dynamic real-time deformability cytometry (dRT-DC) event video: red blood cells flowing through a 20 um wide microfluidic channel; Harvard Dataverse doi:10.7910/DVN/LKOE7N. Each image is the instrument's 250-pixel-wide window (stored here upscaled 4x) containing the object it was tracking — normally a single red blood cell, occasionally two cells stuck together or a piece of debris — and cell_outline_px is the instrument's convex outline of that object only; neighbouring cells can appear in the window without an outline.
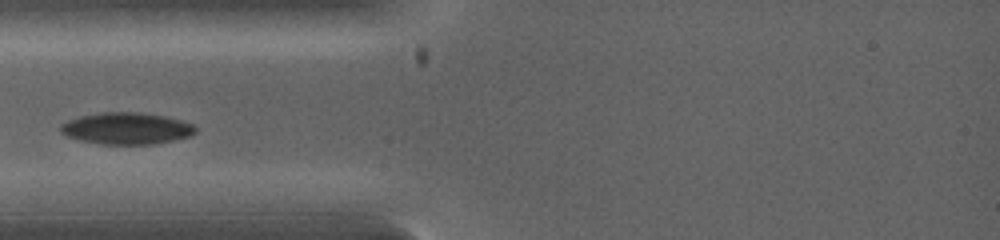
{"species": "common noctule bat (a hibernating species)", "species_latin": "Nyctalus noctula", "temperature_condition": "warm", "stored_images_in_passage": 3, "camera_frame_rate_fps": 5000, "um_per_image_px": 0.085, "animal": {"sex": "female", "body_mass_g": 19.0, "forearm_length_mm": 53.3}, "frame": {"image": 1, "passage_image": 2, "time_ms": 0.4, "image_size_px": [1000, 240], "cell_outline_px": [[196, 132], [188, 136], [172, 140], [152, 144], [104, 144], [80, 140], [68, 136], [60, 132], [60, 124], [68, 120], [80, 116], [104, 112], [140, 112], [164, 116], [180, 120], [192, 124], [196, 128]], "centroid_in_image_um": [10.73, 10.91], "position_along_channel_um": 74.3, "area_um2": 24.68}}